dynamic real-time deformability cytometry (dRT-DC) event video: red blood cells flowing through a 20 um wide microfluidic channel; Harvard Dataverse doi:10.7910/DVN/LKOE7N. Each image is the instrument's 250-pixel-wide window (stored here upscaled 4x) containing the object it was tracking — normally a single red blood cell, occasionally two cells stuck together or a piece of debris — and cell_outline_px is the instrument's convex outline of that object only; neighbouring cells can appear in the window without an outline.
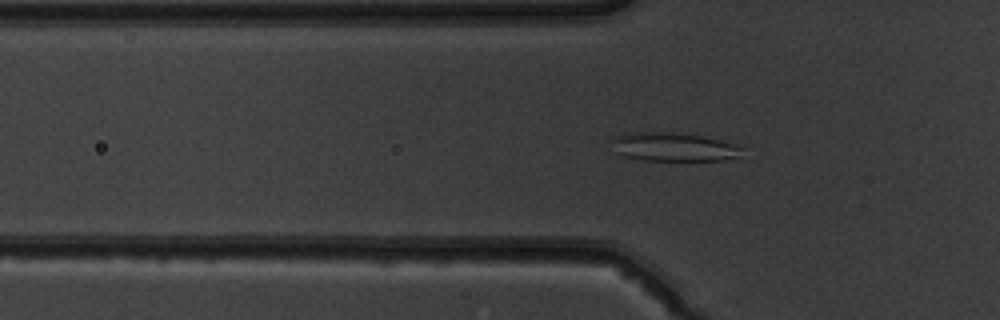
{"species": "common noctule bat (a hibernating species)", "species_latin": "Nyctalus noctula", "temperature_condition": "warm", "stored_images_in_passage": 47, "camera_frame_rate_fps": 3000, "um_per_image_px": 0.085, "animal": {"sex": "male", "body_mass_g": 19.5, "forearm_length_mm": 54.6}, "frame": {"image": 1, "passage_image": 17, "time_ms": 5.333, "image_size_px": [1000, 320], "cell_outline_px": [[744, 148], [740, 156], [724, 160], [644, 160], [624, 156], [616, 152], [608, 140], [616, 136], [628, 132], [688, 132], [732, 144]], "centroid_in_image_um": [57.2, 12.47], "position_along_channel_um": 68.6, "area_um2": 21.96}}
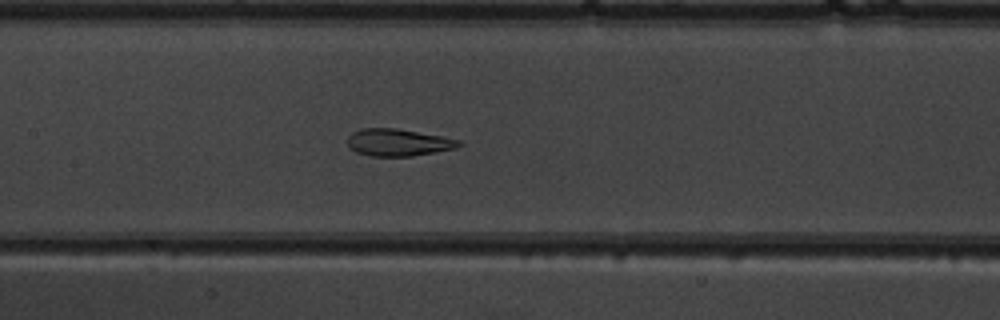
{"frame": {"image": 2, "passage_image": 25, "time_ms": 8.0, "image_size_px": [1000, 320], "cell_outline_px": [[464, 144], [456, 148], [436, 152], [412, 156], [372, 156], [356, 152], [348, 144], [348, 136], [352, 132], [360, 128], [396, 128], [440, 136], [460, 140]], "centroid_in_image_um": [33.86, 12.1], "position_along_channel_um": 173.5, "area_um2": 17.57}}
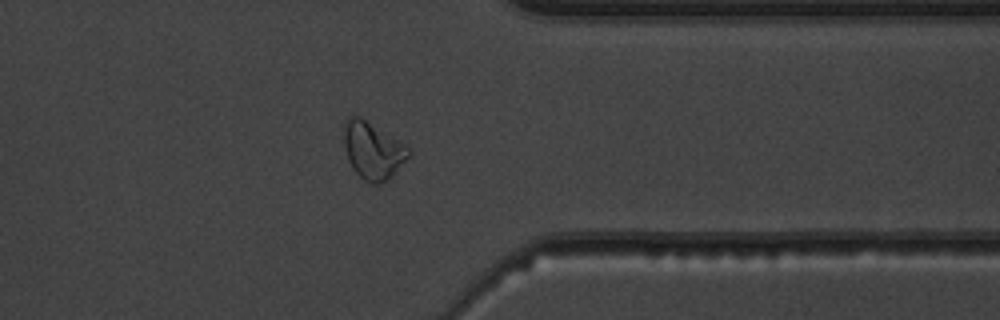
{"frame": {"image": 3, "passage_image": 41, "time_ms": 13.333, "image_size_px": [1000, 320], "cell_outline_px": [[412, 152], [392, 176], [388, 180], [380, 184], [372, 184], [364, 180], [352, 168], [344, 144], [344, 120], [348, 116], [360, 116], [404, 144]], "centroid_in_image_um": [31.68, 12.79], "position_along_channel_um": 379.7, "area_um2": 21.27}}